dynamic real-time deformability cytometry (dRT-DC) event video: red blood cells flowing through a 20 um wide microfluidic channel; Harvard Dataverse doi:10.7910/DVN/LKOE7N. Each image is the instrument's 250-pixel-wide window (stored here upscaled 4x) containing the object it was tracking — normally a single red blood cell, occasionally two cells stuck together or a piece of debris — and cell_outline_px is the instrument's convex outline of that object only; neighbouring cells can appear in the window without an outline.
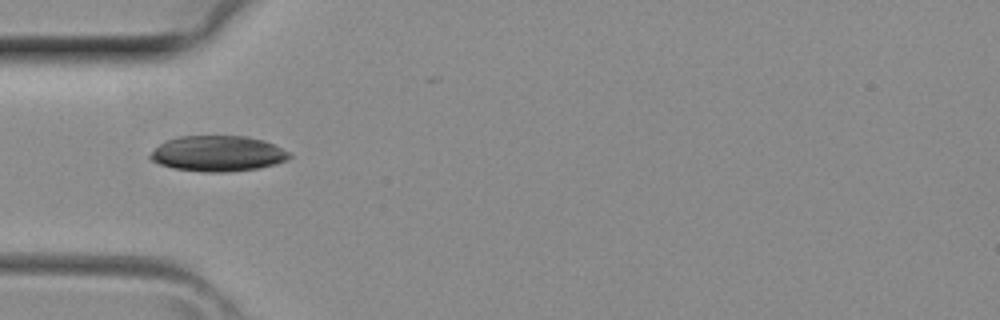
{"species": "common noctule bat (a hibernating species)", "species_latin": "Nyctalus noctula", "temperature_condition": "room temperature", "stored_images_in_passage": 28, "camera_frame_rate_fps": 3000, "um_per_image_px": 0.085, "animal": {"sex": "female", "body_mass_g": 29.2, "forearm_length_mm": 56.3}, "frame": {"image": 1, "passage_image": 1, "time_ms": 0.0, "image_size_px": [1000, 320], "cell_outline_px": [[292, 156], [288, 160], [276, 164], [260, 168], [228, 172], [204, 172], [172, 168], [160, 164], [152, 160], [148, 156], [160, 144], [168, 140], [180, 136], [248, 136], [264, 140], [288, 152]], "centroid_in_image_um": [18.53, 13.06], "position_along_channel_um": 66.5, "area_um2": 28.84}}
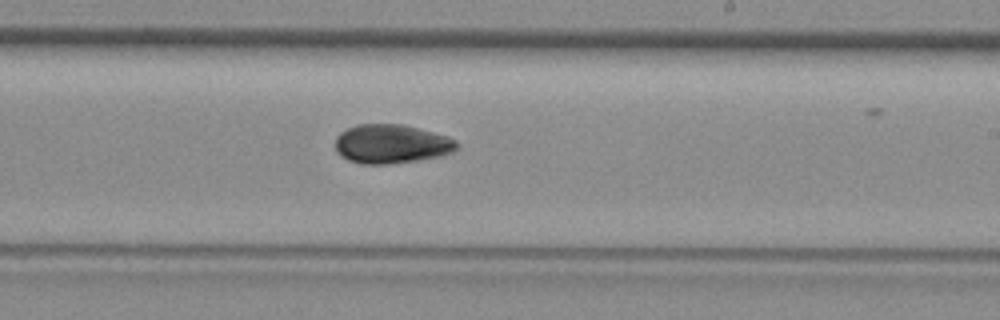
{"frame": {"image": 2, "passage_image": 12, "time_ms": 3.667, "image_size_px": [1000, 320], "cell_outline_px": [[460, 148], [452, 152], [440, 156], [420, 160], [388, 164], [360, 164], [348, 160], [340, 156], [336, 152], [336, 136], [340, 132], [356, 124], [404, 124], [448, 136], [456, 140], [460, 144]], "centroid_in_image_um": [33.29, 12.24], "position_along_channel_um": 255.7, "area_um2": 28.03}}
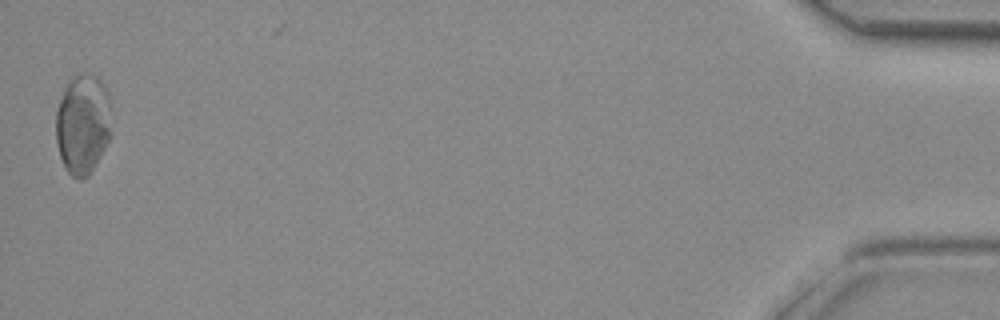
{"frame": {"image": 3, "passage_image": 28, "time_ms": 9.0, "image_size_px": [1000, 320], "cell_outline_px": [[108, 140], [92, 172], [88, 176], [80, 180], [72, 176], [64, 168], [56, 144], [56, 112], [64, 88], [68, 80], [76, 72], [88, 72], [96, 76], [104, 84], [108, 92]], "centroid_in_image_um": [6.99, 10.52], "position_along_channel_um": 428.2, "area_um2": 32.31}}